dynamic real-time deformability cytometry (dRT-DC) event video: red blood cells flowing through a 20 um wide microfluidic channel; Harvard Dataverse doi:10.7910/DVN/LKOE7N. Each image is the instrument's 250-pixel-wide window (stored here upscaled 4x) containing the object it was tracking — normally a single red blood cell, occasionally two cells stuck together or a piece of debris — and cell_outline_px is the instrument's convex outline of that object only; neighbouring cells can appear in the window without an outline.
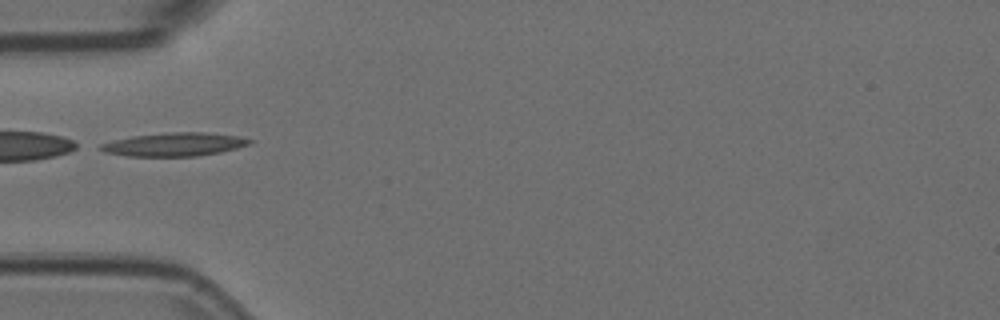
{"species": "Egyptian fruit bat (a non-hibernating species)", "species_latin": "Rousettus aegyptiacus", "temperature_condition": "room temperature", "stored_images_in_passage": 36, "camera_frame_rate_fps": 3000, "um_per_image_px": 0.085, "animal": {"sex": "female"}, "frame": {"image": 1, "passage_image": 1, "time_ms": 0.0, "image_size_px": [1000, 320], "cell_outline_px": [[252, 140], [248, 144], [236, 148], [220, 152], [196, 156], [128, 156], [104, 152], [96, 148], [100, 144], [112, 140], [132, 136], [172, 132], [204, 132], [236, 136]], "centroid_in_image_um": [14.73, 12.28], "position_along_channel_um": 70.3, "area_um2": 20.17}}